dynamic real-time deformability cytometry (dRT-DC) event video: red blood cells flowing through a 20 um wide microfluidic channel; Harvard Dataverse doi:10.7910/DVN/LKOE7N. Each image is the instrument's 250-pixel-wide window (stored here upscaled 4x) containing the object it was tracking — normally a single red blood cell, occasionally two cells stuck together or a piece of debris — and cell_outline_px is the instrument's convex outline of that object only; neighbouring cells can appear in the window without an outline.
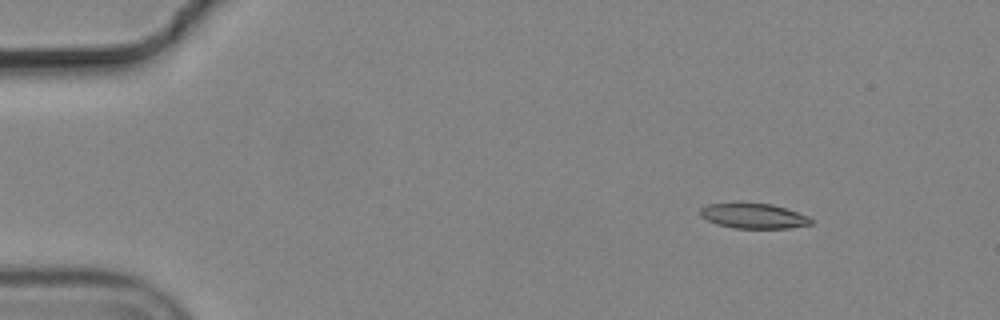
{"species": "common noctule bat (a hibernating species)", "species_latin": "Nyctalus noctula", "temperature_condition": "cold", "stored_images_in_passage": 7, "camera_frame_rate_fps": 3000, "um_per_image_px": 0.085, "animal": {"sex": "male", "body_mass_g": 19.2, "forearm_length_mm": 51.8}, "frame": {"image": 1, "passage_image": 3, "time_ms": 0.667, "image_size_px": [1000, 320], "cell_outline_px": [[812, 224], [788, 228], [732, 228], [716, 224], [700, 216], [700, 208], [708, 204], [732, 200], [740, 200], [772, 204], [808, 216], [812, 220]], "centroid_in_image_um": [63.96, 18.3], "position_along_channel_um": 21.0, "area_um2": 16.88}}
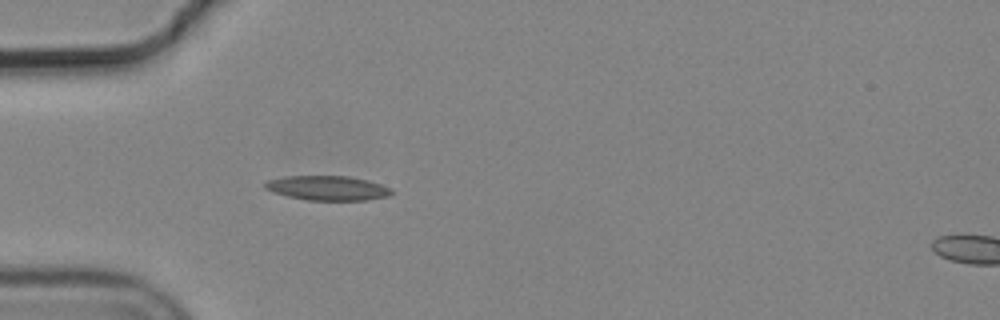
{"frame": {"image": 2, "passage_image": 6, "time_ms": 1.667, "image_size_px": [1000, 320], "cell_outline_px": [[392, 192], [388, 196], [368, 200], [308, 200], [288, 196], [272, 192], [264, 188], [264, 184], [268, 180], [284, 176], [348, 176], [368, 180], [392, 188]], "centroid_in_image_um": [27.84, 15.98], "position_along_channel_um": 57.2, "area_um2": 18.09}}